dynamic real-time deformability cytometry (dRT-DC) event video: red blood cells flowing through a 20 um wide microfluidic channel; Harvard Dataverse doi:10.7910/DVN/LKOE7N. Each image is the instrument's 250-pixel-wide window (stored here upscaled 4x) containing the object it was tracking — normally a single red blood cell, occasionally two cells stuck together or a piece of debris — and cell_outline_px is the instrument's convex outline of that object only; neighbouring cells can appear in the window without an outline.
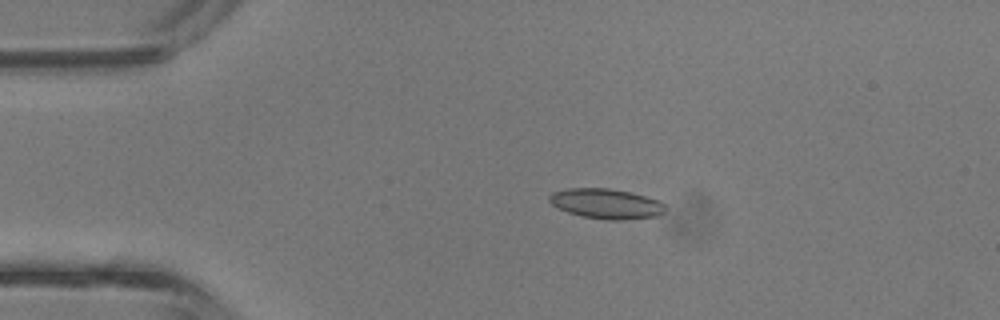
{"species": "common noctule bat (a hibernating species)", "species_latin": "Nyctalus noctula", "temperature_condition": "room temperature", "stored_images_in_passage": 4, "camera_frame_rate_fps": 3000, "um_per_image_px": 0.085, "animal": {"sex": "male", "body_mass_g": 13.3}, "frame": {"image": 1, "passage_image": 3, "time_ms": 0.667, "image_size_px": [1000, 320], "cell_outline_px": [[664, 212], [656, 216], [624, 220], [608, 220], [584, 216], [568, 212], [552, 204], [548, 200], [548, 196], [552, 192], [568, 188], [608, 188], [632, 192], [660, 200], [664, 204]], "centroid_in_image_um": [51.54, 17.3], "position_along_channel_um": 33.5, "area_um2": 20.29}}